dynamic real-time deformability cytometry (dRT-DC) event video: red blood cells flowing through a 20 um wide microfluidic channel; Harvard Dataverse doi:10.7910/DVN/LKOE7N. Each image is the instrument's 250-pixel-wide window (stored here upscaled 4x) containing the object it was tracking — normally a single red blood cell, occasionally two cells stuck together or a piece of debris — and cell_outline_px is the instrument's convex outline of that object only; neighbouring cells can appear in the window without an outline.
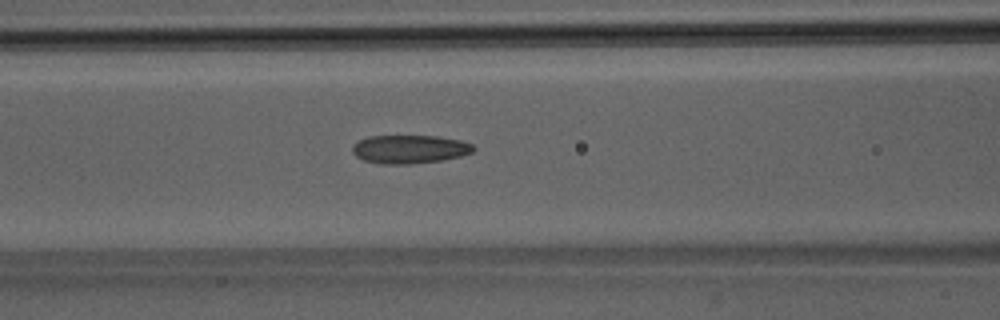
{"species": "Egyptian fruit bat (a non-hibernating species)", "species_latin": "Rousettus aegyptiacus", "temperature_condition": "room temperature", "stored_images_in_passage": 31, "camera_frame_rate_fps": 3000, "um_per_image_px": 0.085, "animal": {"sex": "male"}, "frame": {"image": 1, "passage_image": 6, "time_ms": 1.667, "image_size_px": [1000, 320], "cell_outline_px": [[476, 148], [472, 152], [460, 156], [440, 160], [408, 164], [380, 164], [364, 160], [356, 156], [352, 152], [352, 148], [360, 140], [368, 136], [440, 136], [460, 140], [472, 144]], "centroid_in_image_um": [34.83, 12.68], "position_along_channel_um": 131.8, "area_um2": 19.94}}
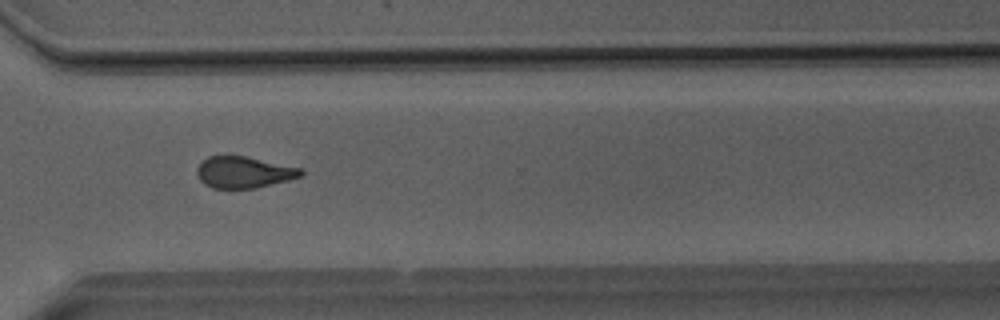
{"frame": {"image": 2, "passage_image": 22, "time_ms": 7.0, "image_size_px": [1000, 320], "cell_outline_px": [[304, 172], [300, 176], [288, 180], [256, 188], [212, 188], [204, 184], [200, 180], [196, 172], [196, 168], [208, 156], [244, 156], [304, 168]], "centroid_in_image_um": [20.73, 14.64], "position_along_channel_um": 349.9, "area_um2": 19.02}}
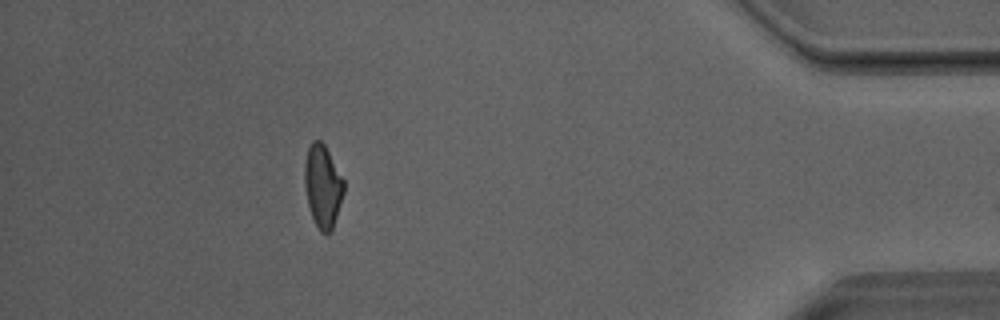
{"frame": {"image": 3, "passage_image": 30, "time_ms": 9.667, "image_size_px": [1000, 320], "cell_outline_px": [[344, 192], [332, 232], [320, 232], [308, 208], [304, 184], [304, 164], [308, 148], [312, 140], [320, 140], [324, 144], [344, 180]], "centroid_in_image_um": [27.42, 15.83], "position_along_channel_um": 407.8, "area_um2": 18.96}}